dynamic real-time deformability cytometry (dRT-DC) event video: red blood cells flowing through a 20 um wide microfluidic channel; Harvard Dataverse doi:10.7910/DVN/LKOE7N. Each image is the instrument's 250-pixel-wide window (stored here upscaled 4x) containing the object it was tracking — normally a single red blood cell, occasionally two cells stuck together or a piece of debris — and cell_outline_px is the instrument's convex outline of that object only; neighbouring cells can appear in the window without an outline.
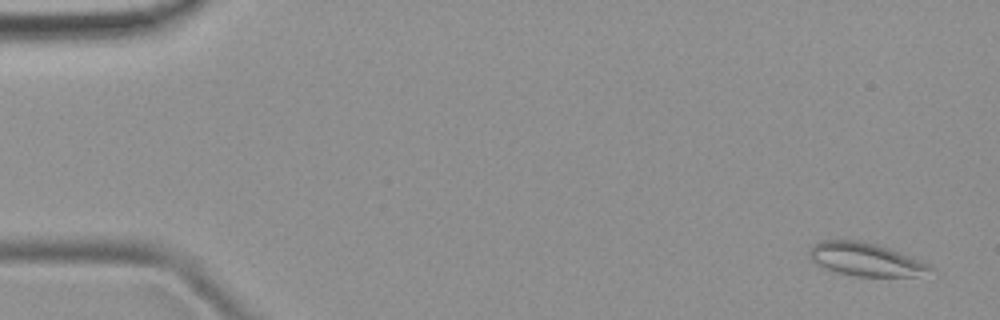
{"species": "common noctule bat (a hibernating species)", "species_latin": "Nyctalus noctula", "temperature_condition": "room temperature", "stored_images_in_passage": 50, "camera_frame_rate_fps": 3000, "um_per_image_px": 0.085, "animal": {"sex": "female", "body_mass_g": 19.9}, "frame": {"image": 1, "passage_image": 2, "time_ms": 0.333, "image_size_px": [1000, 320], "cell_outline_px": [[936, 268], [916, 276], [856, 276], [836, 272], [812, 260], [808, 256], [808, 252], [812, 244], [824, 240], [860, 240], [876, 244], [900, 252], [932, 264]], "centroid_in_image_um": [73.6, 22.04], "position_along_channel_um": 11.4, "area_um2": 23.24}}
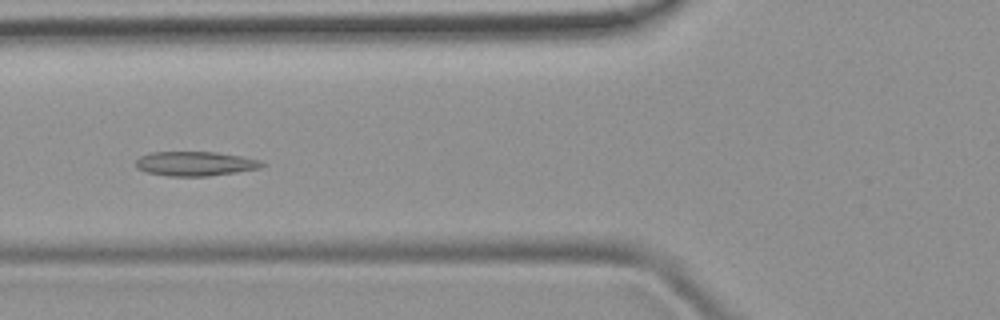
{"frame": {"image": 2, "passage_image": 19, "time_ms": 6.0, "image_size_px": [1000, 320], "cell_outline_px": [[268, 164], [260, 168], [236, 172], [208, 176], [164, 176], [148, 172], [136, 168], [136, 160], [140, 156], [152, 152], [216, 152], [240, 156], [260, 160]], "centroid_in_image_um": [16.6, 13.91], "position_along_channel_um": 109.2, "area_um2": 17.98}}
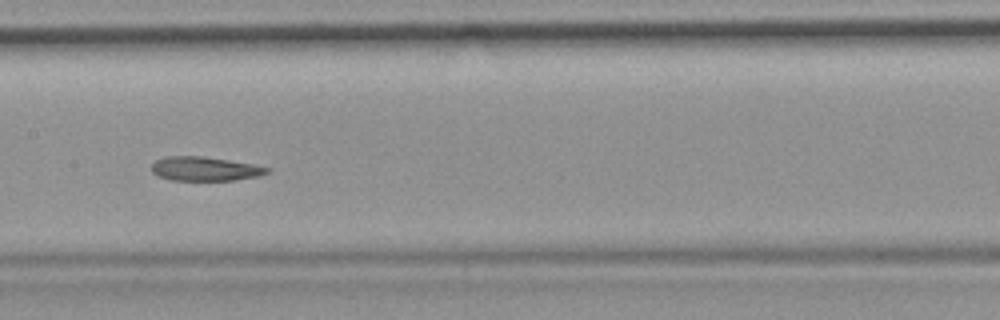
{"frame": {"image": 3, "passage_image": 25, "time_ms": 8.0, "image_size_px": [1000, 320], "cell_outline_px": [[272, 172], [260, 176], [236, 180], [172, 180], [156, 176], [152, 172], [152, 164], [156, 160], [164, 156], [200, 156], [228, 160], [252, 164], [272, 168]], "centroid_in_image_um": [17.44, 14.35], "position_along_channel_um": 190.0, "area_um2": 16.36}}